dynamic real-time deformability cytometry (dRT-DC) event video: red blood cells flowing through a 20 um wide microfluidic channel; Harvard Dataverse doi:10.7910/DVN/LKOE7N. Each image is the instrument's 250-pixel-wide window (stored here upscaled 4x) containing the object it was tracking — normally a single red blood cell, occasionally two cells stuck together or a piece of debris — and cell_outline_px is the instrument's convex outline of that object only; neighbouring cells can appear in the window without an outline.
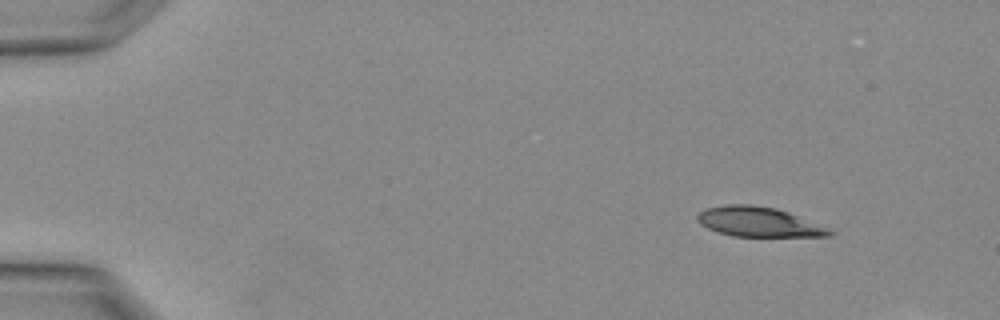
{"species": "Egyptian fruit bat (a non-hibernating species)", "species_latin": "Rousettus aegyptiacus", "temperature_condition": "warm", "stored_images_in_passage": 2, "camera_frame_rate_fps": 3000, "um_per_image_px": 0.085, "animal": {"sex": "female"}, "frame": {"image": 1, "passage_image": 2, "time_ms": 0.333, "image_size_px": [1000, 320], "cell_outline_px": [[836, 232], [832, 236], [732, 236], [708, 228], [700, 224], [696, 220], [696, 216], [700, 212], [708, 208], [724, 204], [752, 204], [776, 208], [788, 212], [828, 228]], "centroid_in_image_um": [64.47, 18.85], "position_along_channel_um": 20.5, "area_um2": 22.77}}